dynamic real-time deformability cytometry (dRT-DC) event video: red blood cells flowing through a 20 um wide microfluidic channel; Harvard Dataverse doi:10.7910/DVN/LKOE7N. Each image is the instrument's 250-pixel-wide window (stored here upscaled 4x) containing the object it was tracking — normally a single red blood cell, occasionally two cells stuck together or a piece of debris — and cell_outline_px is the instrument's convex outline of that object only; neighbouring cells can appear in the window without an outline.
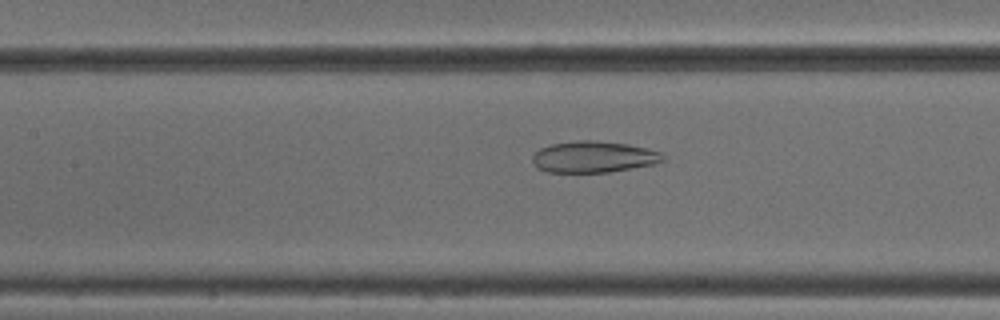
{"species": "common noctule bat (a hibernating species)", "species_latin": "Nyctalus noctula", "temperature_condition": "cold", "stored_images_in_passage": 27, "camera_frame_rate_fps": 3000, "um_per_image_px": 0.085, "animal": {"sex": "male", "body_mass_g": 18.8}, "frame": {"image": 1, "passage_image": 12, "time_ms": 3.667, "image_size_px": [1000, 320], "cell_outline_px": [[664, 160], [652, 164], [608, 172], [548, 172], [536, 168], [532, 160], [532, 156], [540, 148], [552, 144], [576, 140], [596, 140], [628, 144], [648, 148], [660, 152], [664, 156]], "centroid_in_image_um": [50.43, 13.32], "position_along_channel_um": 157.0, "area_um2": 23.81}}
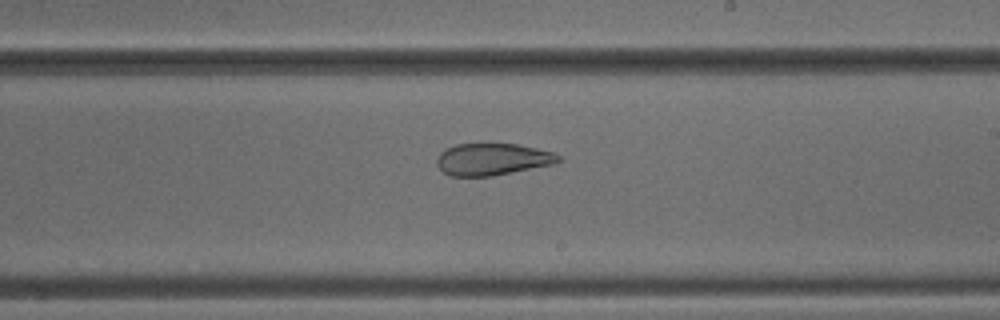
{"frame": {"image": 2, "passage_image": 19, "time_ms": 6.0, "image_size_px": [1000, 320], "cell_outline_px": [[560, 160], [556, 164], [492, 176], [452, 176], [444, 172], [436, 164], [436, 160], [440, 152], [444, 148], [456, 144], [480, 140], [516, 144], [536, 148], [552, 152], [560, 156]], "centroid_in_image_um": [41.82, 13.49], "position_along_channel_um": 247.2, "area_um2": 23.52}}
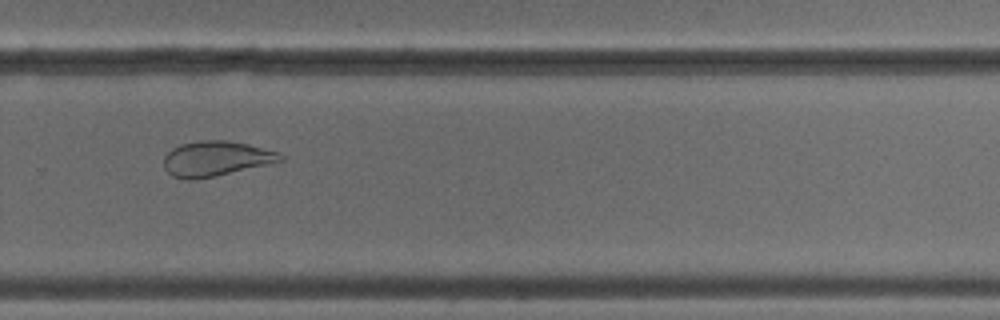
{"frame": {"image": 3, "passage_image": 24, "time_ms": 7.667, "image_size_px": [1000, 320], "cell_outline_px": [[284, 160], [196, 180], [188, 180], [172, 176], [164, 168], [164, 156], [172, 148], [180, 144], [200, 140], [224, 140], [248, 144], [280, 152], [284, 156]], "centroid_in_image_um": [18.33, 13.48], "position_along_channel_um": 311.5, "area_um2": 23.7}}